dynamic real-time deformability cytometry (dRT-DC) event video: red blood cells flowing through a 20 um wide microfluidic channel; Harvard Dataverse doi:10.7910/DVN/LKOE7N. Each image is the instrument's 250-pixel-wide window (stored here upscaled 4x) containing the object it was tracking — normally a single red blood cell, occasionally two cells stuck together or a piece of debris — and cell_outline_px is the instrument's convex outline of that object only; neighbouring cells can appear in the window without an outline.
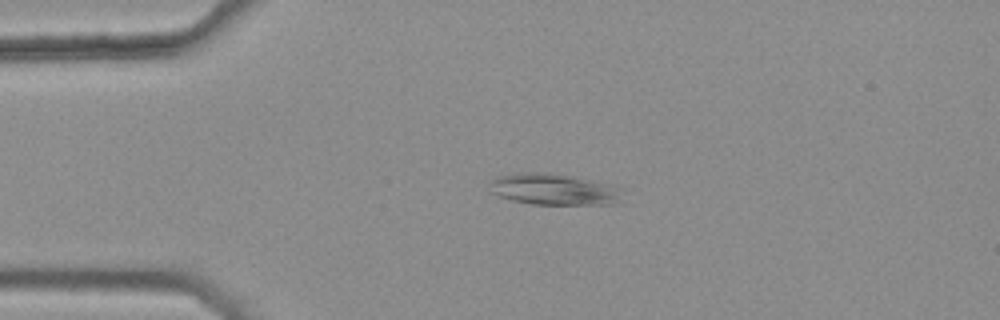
{"species": "common noctule bat (a hibernating species)", "species_latin": "Nyctalus noctula", "temperature_condition": "warm", "stored_images_in_passage": 4, "camera_frame_rate_fps": 3000, "um_per_image_px": 0.085, "animal": {"sex": "female", "body_mass_g": 25.1}, "frame": {"image": 1, "passage_image": 2, "time_ms": 0.333, "image_size_px": [1000, 320], "cell_outline_px": [[624, 188], [620, 204], [532, 204], [512, 200], [488, 192], [488, 180], [496, 176], [524, 172], [544, 172], [572, 176], [612, 184]], "centroid_in_image_um": [47.09, 16.09], "position_along_channel_um": 37.9, "area_um2": 24.85}}
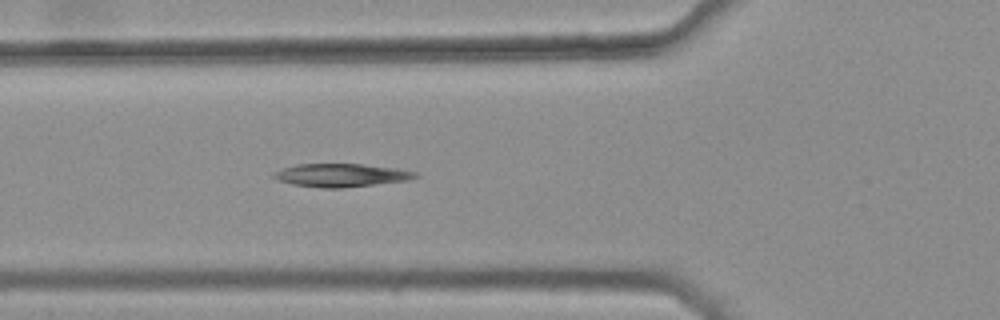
{"frame": {"image": 2, "passage_image": 4, "time_ms": 1.0, "image_size_px": [1000, 320], "cell_outline_px": [[420, 176], [408, 180], [340, 188], [320, 188], [292, 184], [276, 180], [272, 176], [276, 172], [284, 168], [296, 164], [364, 164], [396, 168], [416, 172]], "centroid_in_image_um": [29.0, 14.89], "position_along_channel_um": 96.8, "area_um2": 19.02}}